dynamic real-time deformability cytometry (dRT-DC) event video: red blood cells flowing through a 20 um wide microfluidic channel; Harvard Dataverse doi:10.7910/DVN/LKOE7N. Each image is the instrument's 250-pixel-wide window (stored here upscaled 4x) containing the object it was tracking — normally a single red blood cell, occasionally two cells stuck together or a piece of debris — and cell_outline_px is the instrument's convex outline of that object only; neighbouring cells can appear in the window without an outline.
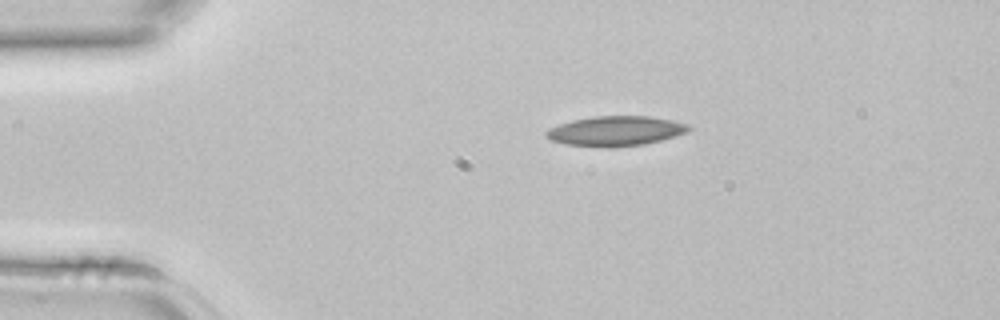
{"species": "common noctule bat (a hibernating species)", "species_latin": "Nyctalus noctula", "temperature_condition": "room temperature", "stored_images_in_passage": 2, "camera_frame_rate_fps": 3000, "um_per_image_px": 0.085, "animal": {"sex": "female", "body_mass_g": 22.7, "forearm_length_mm": 54.2}, "frame": {"image": 1, "passage_image": 1, "time_ms": 0.0, "image_size_px": [1000, 320], "cell_outline_px": [[692, 128], [688, 132], [676, 136], [644, 144], [612, 148], [564, 144], [548, 140], [544, 136], [544, 132], [560, 124], [572, 120], [592, 116], [648, 116], [672, 120], [688, 124]], "centroid_in_image_um": [52.31, 11.14], "position_along_channel_um": 32.7, "area_um2": 24.97}}